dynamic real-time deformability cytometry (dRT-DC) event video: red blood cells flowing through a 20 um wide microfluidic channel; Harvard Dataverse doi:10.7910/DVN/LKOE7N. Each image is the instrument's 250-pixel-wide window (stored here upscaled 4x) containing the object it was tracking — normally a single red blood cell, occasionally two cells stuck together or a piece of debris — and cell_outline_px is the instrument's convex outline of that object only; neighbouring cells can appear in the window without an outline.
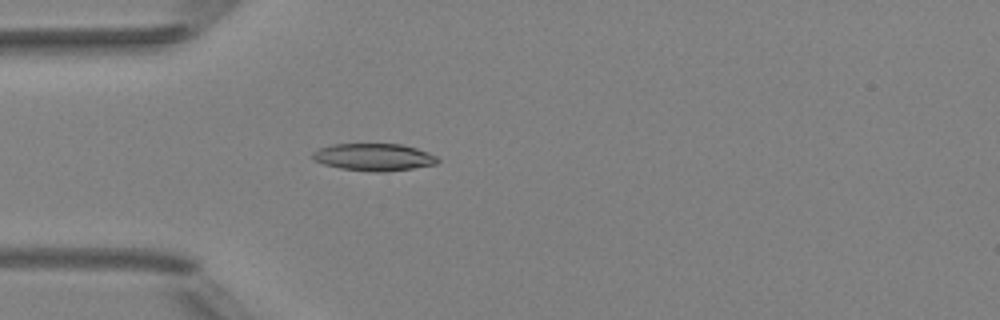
{"species": "Egyptian fruit bat (a non-hibernating species)", "species_latin": "Rousettus aegyptiacus", "temperature_condition": "room temperature", "stored_images_in_passage": 3, "camera_frame_rate_fps": 3000, "um_per_image_px": 0.085, "animal": {"sex": "female"}, "frame": {"image": 1, "passage_image": 3, "time_ms": 2.333, "image_size_px": [1000, 320], "cell_outline_px": [[440, 160], [436, 164], [412, 168], [384, 172], [376, 172], [340, 168], [324, 164], [312, 160], [312, 152], [320, 148], [332, 144], [400, 144], [416, 148], [428, 152], [436, 156]], "centroid_in_image_um": [31.76, 13.35], "position_along_channel_um": 53.2, "area_um2": 19.83}}